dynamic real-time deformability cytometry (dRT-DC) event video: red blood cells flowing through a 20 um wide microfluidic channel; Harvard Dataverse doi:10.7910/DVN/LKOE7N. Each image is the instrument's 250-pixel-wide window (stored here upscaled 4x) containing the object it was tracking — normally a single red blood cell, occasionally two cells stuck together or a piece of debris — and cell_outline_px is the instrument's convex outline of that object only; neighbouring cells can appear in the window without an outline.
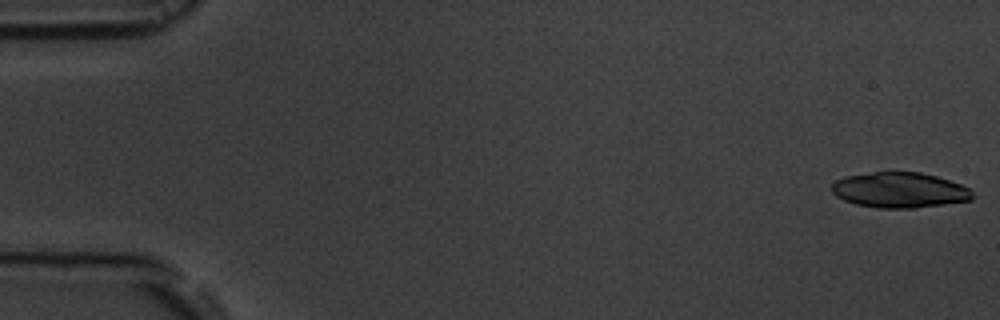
{"species": "common noctule bat (a hibernating species)", "species_latin": "Nyctalus noctula", "temperature_condition": "room temperature", "stored_images_in_passage": 6, "camera_frame_rate_fps": 3000, "um_per_image_px": 0.085, "animal": {"sex": "male", "body_mass_g": 19.5, "forearm_length_mm": 54.6}, "frame": {"image": 1, "passage_image": 1, "time_ms": 0.0, "image_size_px": [1000, 320], "cell_outline_px": [[972, 200], [916, 208], [876, 208], [856, 204], [844, 200], [836, 196], [832, 192], [832, 184], [836, 180], [844, 176], [872, 172], [920, 172], [936, 176], [960, 184], [968, 188], [972, 192]], "centroid_in_image_um": [76.44, 16.16], "position_along_channel_um": 8.6, "area_um2": 29.02}}